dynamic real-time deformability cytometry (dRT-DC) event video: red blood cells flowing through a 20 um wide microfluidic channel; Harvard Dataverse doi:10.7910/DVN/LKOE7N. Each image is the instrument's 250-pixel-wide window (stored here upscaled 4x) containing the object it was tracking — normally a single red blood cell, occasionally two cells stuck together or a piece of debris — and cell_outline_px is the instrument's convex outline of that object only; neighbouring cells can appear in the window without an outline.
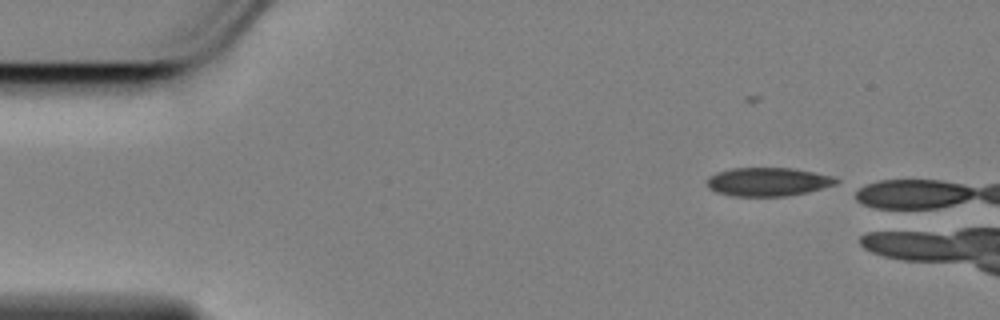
{"species": "Egyptian fruit bat (a non-hibernating species)", "species_latin": "Rousettus aegyptiacus", "temperature_condition": "cold", "stored_images_in_passage": 44, "camera_frame_rate_fps": 3000, "um_per_image_px": 0.085, "animal": {"sex": "female"}, "frame": {"image": 1, "passage_image": 1, "time_ms": 0.0, "image_size_px": [1000, 320], "cell_outline_px": [[840, 180], [836, 184], [808, 192], [788, 196], [732, 196], [716, 192], [708, 188], [708, 176], [716, 172], [732, 168], [792, 168], [832, 176]], "centroid_in_image_um": [65.26, 15.45], "position_along_channel_um": 19.7, "area_um2": 21.5}}
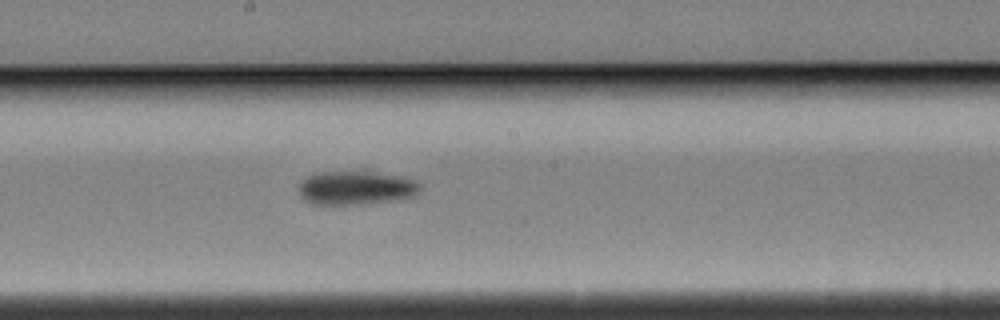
{"frame": {"image": 2, "passage_image": 25, "time_ms": 8.0, "image_size_px": [1000, 320], "cell_outline_px": [[420, 188], [412, 196], [388, 200], [356, 204], [312, 204], [304, 200], [300, 196], [300, 184], [308, 176], [316, 172], [364, 168], [416, 180], [420, 184]], "centroid_in_image_um": [30.22, 15.9], "position_along_channel_um": 218.0, "area_um2": 24.33}}
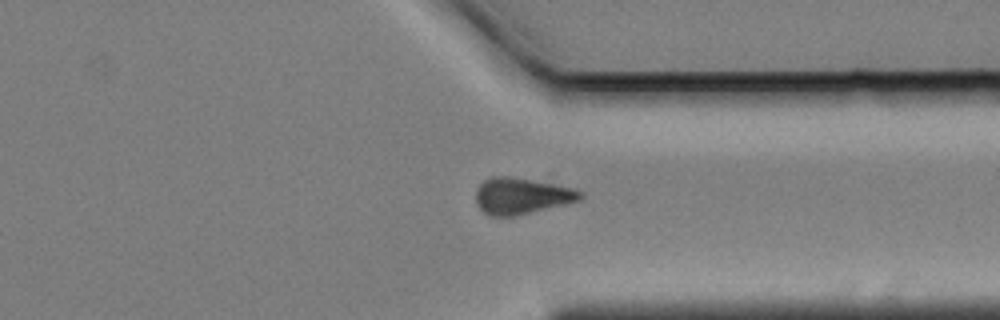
{"frame": {"image": 3, "passage_image": 38, "time_ms": 12.333, "image_size_px": [1000, 320], "cell_outline_px": [[584, 196], [580, 200], [564, 204], [512, 216], [488, 216], [476, 204], [476, 192], [480, 184], [484, 180], [492, 176], [508, 176], [552, 184], [572, 188], [584, 192]], "centroid_in_image_um": [44.3, 16.65], "position_along_channel_um": 367.1, "area_um2": 21.73}, "authors_computed_cell_mechanics": {"area_um2": 22.8599, "velocity_mm_per_s": 3.4591, "shape_relaxation_time_tau1_ms": 1.3438, "shape_relaxation_time_tau2_ms": null, "deformation_change_tau1": 0.0718, "deformation_change_tau2": null}}